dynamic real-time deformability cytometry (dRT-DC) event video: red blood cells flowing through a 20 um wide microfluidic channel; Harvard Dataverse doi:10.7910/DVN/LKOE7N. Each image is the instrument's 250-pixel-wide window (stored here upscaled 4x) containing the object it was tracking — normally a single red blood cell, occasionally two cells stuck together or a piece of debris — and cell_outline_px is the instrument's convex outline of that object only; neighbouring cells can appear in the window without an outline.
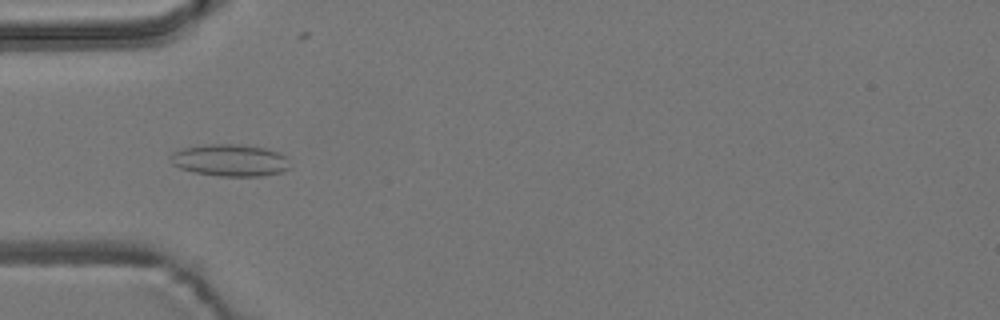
{"species": "common noctule bat (a hibernating species)", "species_latin": "Nyctalus noctula", "temperature_condition": "room temperature", "stored_images_in_passage": 9, "camera_frame_rate_fps": 3000, "um_per_image_px": 0.085, "animal": {"sex": "male", "body_mass_g": 19.2, "forearm_length_mm": 51.8}, "frame": {"image": 1, "passage_image": 4, "time_ms": 3.667, "image_size_px": [1000, 320], "cell_outline_px": [[288, 168], [280, 172], [264, 176], [220, 176], [192, 172], [180, 168], [172, 164], [168, 156], [172, 152], [184, 148], [204, 144], [240, 144], [268, 148], [280, 152], [284, 156]], "centroid_in_image_um": [19.5, 13.61], "position_along_channel_um": 65.5, "area_um2": 22.37}}
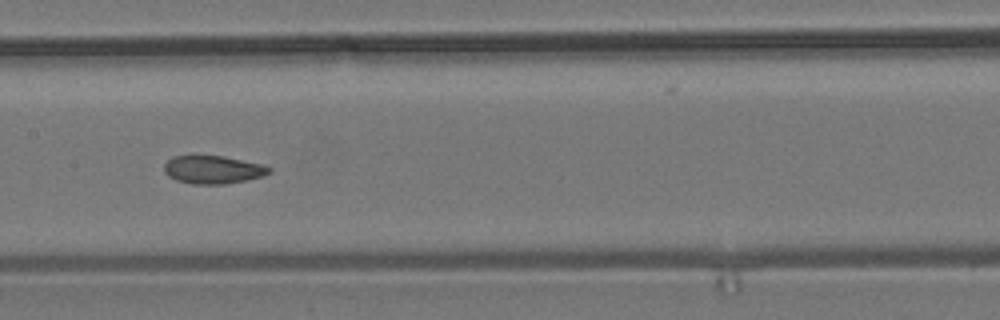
{"frame": {"image": 2, "passage_image": 7, "time_ms": 7.0, "image_size_px": [1000, 320], "cell_outline_px": [[272, 172], [264, 176], [224, 184], [192, 184], [176, 180], [168, 176], [164, 172], [164, 164], [172, 156], [192, 152], [224, 156], [260, 164], [272, 168]], "centroid_in_image_um": [18.03, 14.37], "position_along_channel_um": 189.4, "area_um2": 17.86}}
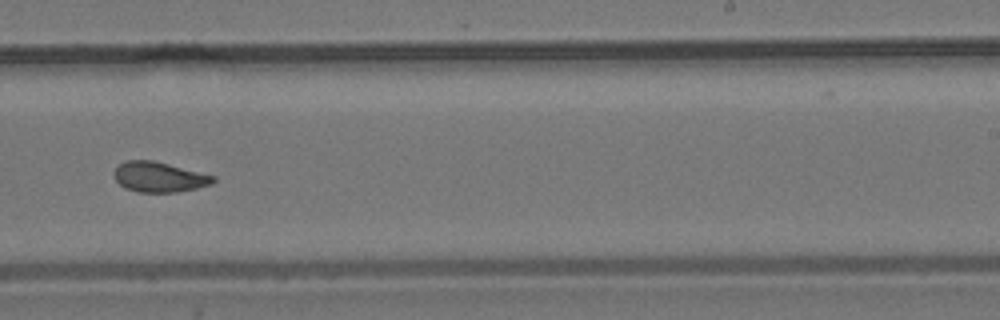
{"frame": {"image": 3, "passage_image": 9, "time_ms": 9.333, "image_size_px": [1000, 320], "cell_outline_px": [[216, 180], [212, 184], [196, 188], [176, 192], [140, 192], [124, 188], [112, 176], [112, 172], [120, 164], [128, 160], [152, 160], [216, 176]], "centroid_in_image_um": [13.51, 15.05], "position_along_channel_um": 275.5, "area_um2": 17.4}}